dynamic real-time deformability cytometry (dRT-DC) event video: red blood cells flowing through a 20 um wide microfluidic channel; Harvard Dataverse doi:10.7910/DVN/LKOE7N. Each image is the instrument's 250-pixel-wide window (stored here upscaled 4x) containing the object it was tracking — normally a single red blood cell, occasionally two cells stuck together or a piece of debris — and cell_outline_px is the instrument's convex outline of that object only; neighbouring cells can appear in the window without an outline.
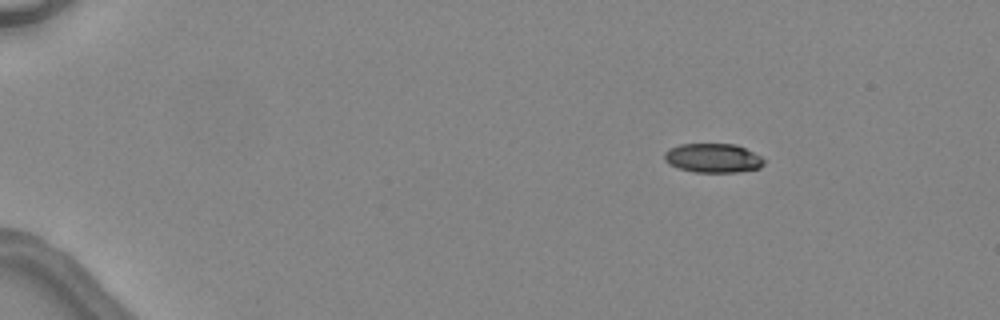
{"species": "common noctule bat (a hibernating species)", "species_latin": "Nyctalus noctula", "temperature_condition": "warm", "stored_images_in_passage": 4, "camera_frame_rate_fps": 3000, "um_per_image_px": 0.085, "animal": {"sex": "female", "body_mass_g": 24.6, "forearm_length_mm": 56.2}, "frame": {"image": 1, "passage_image": 1, "time_ms": 0.0, "image_size_px": [1000, 320], "cell_outline_px": [[764, 164], [760, 168], [736, 172], [696, 172], [676, 168], [668, 164], [664, 160], [664, 152], [680, 144], [736, 144], [760, 156], [764, 160]], "centroid_in_image_um": [60.58, 13.44], "position_along_channel_um": 24.4, "area_um2": 16.88}}
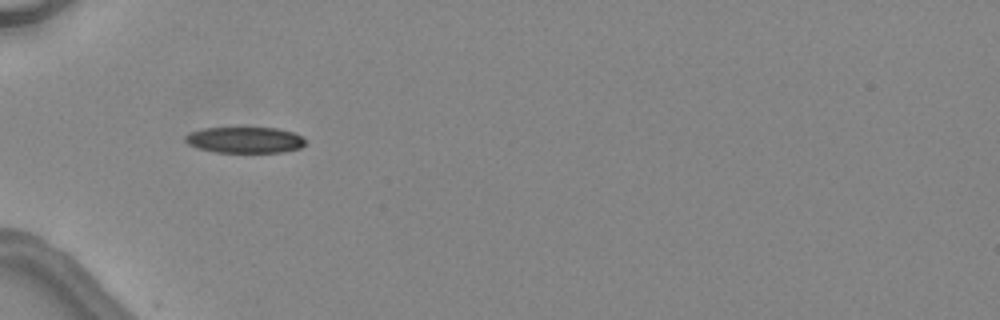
{"frame": {"image": 2, "passage_image": 3, "time_ms": 3.333, "image_size_px": [1000, 320], "cell_outline_px": [[304, 144], [300, 148], [284, 152], [216, 152], [196, 148], [188, 144], [184, 140], [184, 136], [192, 132], [204, 128], [276, 128], [292, 132], [300, 136], [304, 140]], "centroid_in_image_um": [20.78, 11.9], "position_along_channel_um": 64.2, "area_um2": 18.09}}